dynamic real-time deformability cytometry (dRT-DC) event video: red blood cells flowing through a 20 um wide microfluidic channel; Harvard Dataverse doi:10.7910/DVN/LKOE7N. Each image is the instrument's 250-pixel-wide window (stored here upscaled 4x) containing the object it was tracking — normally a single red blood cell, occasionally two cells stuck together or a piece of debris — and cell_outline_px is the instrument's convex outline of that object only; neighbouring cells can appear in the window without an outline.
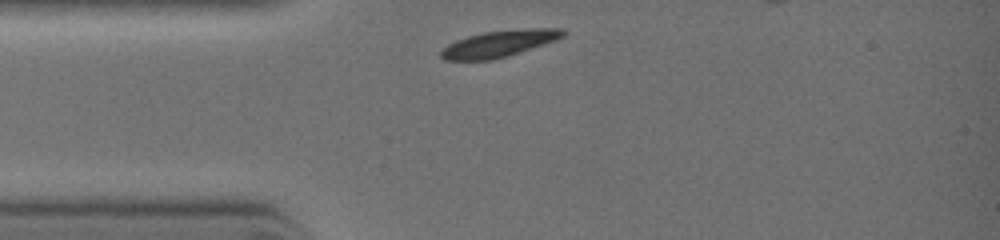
{"species": "common noctule bat (a hibernating species)", "species_latin": "Nyctalus noctula", "temperature_condition": "warm", "stored_images_in_passage": 28, "camera_frame_rate_fps": 3000, "um_per_image_px": 0.085, "animal": {"sex": "female", "body_mass_g": 19.0, "forearm_length_mm": 51.5}, "frame": {"image": 1, "passage_image": 1, "time_ms": 0.0, "image_size_px": [1000, 240], "cell_outline_px": [[568, 32], [564, 36], [556, 40], [508, 56], [492, 60], [444, 60], [440, 56], [440, 52], [448, 44], [456, 40], [468, 36], [484, 32], [528, 28], [564, 28]], "centroid_in_image_um": [42.46, 3.7], "position_along_channel_um": 42.5, "area_um2": 18.9}}
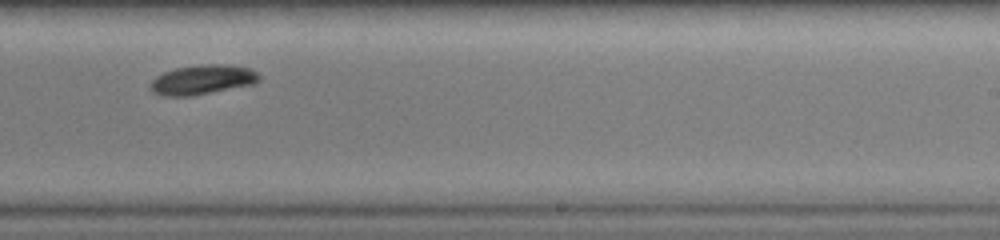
{"frame": {"image": 2, "passage_image": 16, "time_ms": 4.333, "image_size_px": [1000, 240], "cell_outline_px": [[260, 80], [256, 84], [192, 96], [164, 96], [152, 92], [148, 88], [148, 84], [156, 76], [164, 72], [176, 68], [200, 64], [228, 64], [252, 68], [260, 76]], "centroid_in_image_um": [17.21, 6.77], "position_along_channel_um": 271.8, "area_um2": 19.19}}
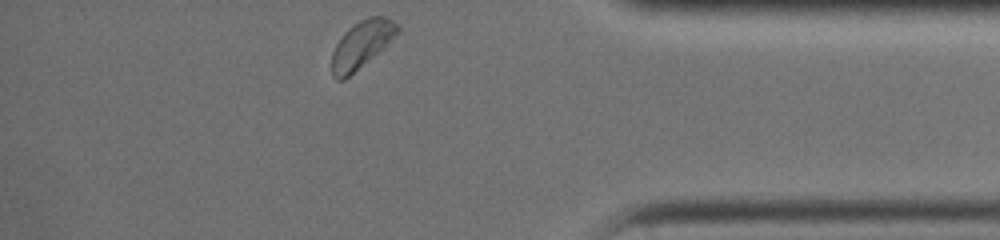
{"frame": {"image": 3, "passage_image": 27, "time_ms": 7.0, "image_size_px": [1000, 240], "cell_outline_px": [[400, 32], [344, 80], [336, 80], [332, 76], [332, 52], [336, 44], [344, 32], [348, 28], [360, 20], [368, 16], [384, 16], [392, 20], [400, 28]], "centroid_in_image_um": [30.71, 3.76], "position_along_channel_um": 404.5, "area_um2": 17.69}}